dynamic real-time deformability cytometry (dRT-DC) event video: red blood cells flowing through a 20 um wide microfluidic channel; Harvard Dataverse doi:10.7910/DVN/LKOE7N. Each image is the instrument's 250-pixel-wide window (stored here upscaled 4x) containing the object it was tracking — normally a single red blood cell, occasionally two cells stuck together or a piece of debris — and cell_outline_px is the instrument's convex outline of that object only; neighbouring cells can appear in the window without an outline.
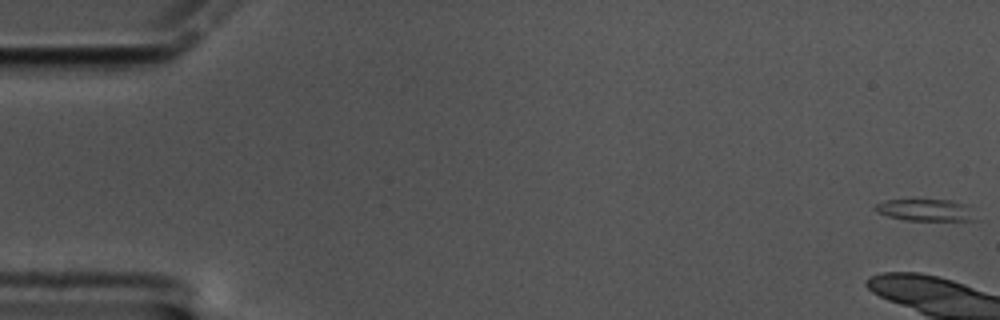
{"species": "common noctule bat (a hibernating species)", "species_latin": "Nyctalus noctula", "temperature_condition": "cold", "stored_images_in_passage": 9, "camera_frame_rate_fps": 3000, "um_per_image_px": 0.085, "animal": {"sex": "male", "body_mass_g": 17.5, "forearm_length_mm": 52.3}, "frame": {"image": 1, "passage_image": 1, "time_ms": 0.0, "image_size_px": [1000, 320], "cell_outline_px": [[976, 220], [904, 220], [888, 216], [876, 212], [872, 208], [876, 204], [884, 200], [952, 200], [964, 204]], "centroid_in_image_um": [78.56, 17.85], "position_along_channel_um": 6.4, "area_um2": 12.48}}